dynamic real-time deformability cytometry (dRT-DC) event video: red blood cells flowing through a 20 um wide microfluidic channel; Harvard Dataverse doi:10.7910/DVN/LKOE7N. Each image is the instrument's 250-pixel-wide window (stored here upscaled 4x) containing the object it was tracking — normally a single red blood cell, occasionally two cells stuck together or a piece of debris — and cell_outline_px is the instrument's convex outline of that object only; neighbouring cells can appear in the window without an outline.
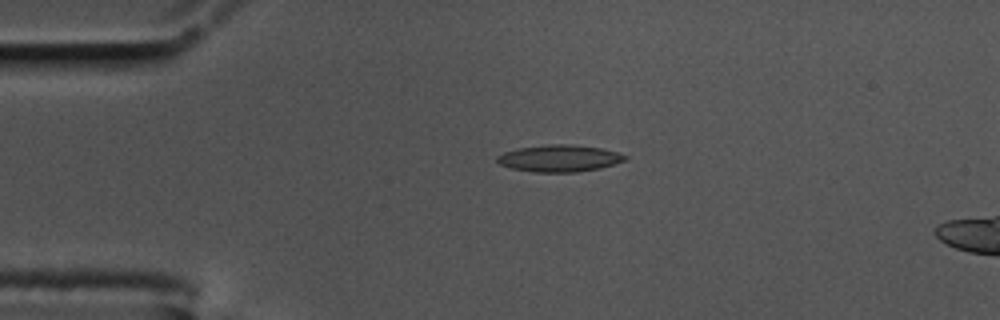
{"species": "common noctule bat (a hibernating species)", "species_latin": "Nyctalus noctula", "temperature_condition": "cold", "stored_images_in_passage": 46, "camera_frame_rate_fps": 3000, "um_per_image_px": 0.085, "animal": {"sex": "male", "body_mass_g": 17.5, "forearm_length_mm": 52.3}, "frame": {"image": 1, "passage_image": 1, "time_ms": 0.0, "image_size_px": [1000, 320], "cell_outline_px": [[628, 160], [600, 168], [576, 172], [532, 172], [512, 168], [500, 164], [496, 160], [496, 156], [504, 152], [520, 148], [548, 144], [572, 144], [600, 148], [616, 152], [628, 156]], "centroid_in_image_um": [47.56, 13.46], "position_along_channel_um": 37.4, "area_um2": 20.0}}
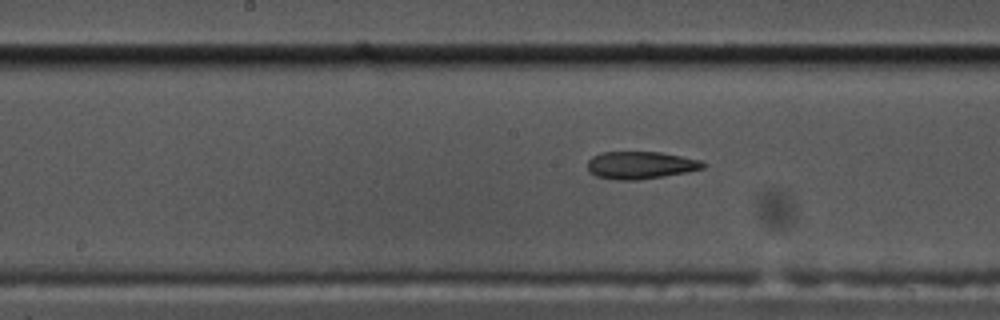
{"frame": {"image": 2, "passage_image": 17, "time_ms": 5.333, "image_size_px": [1000, 320], "cell_outline_px": [[708, 164], [704, 168], [664, 176], [636, 180], [616, 180], [596, 176], [588, 172], [588, 160], [592, 156], [600, 152], [660, 152], [700, 160]], "centroid_in_image_um": [54.41, 14.04], "position_along_channel_um": 193.8, "area_um2": 18.5}}
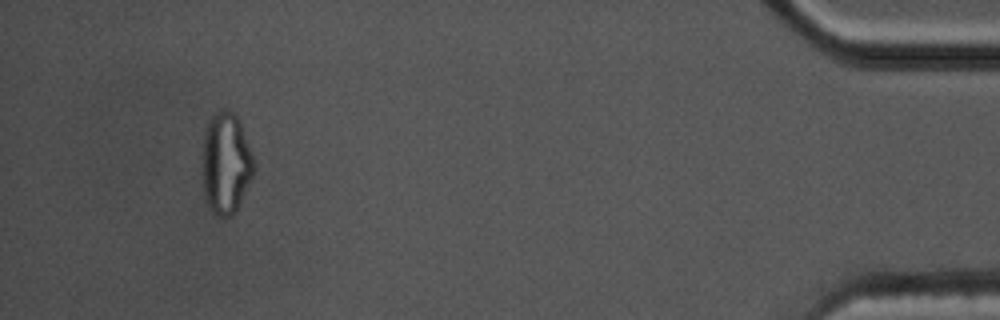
{"frame": {"image": 3, "passage_image": 42, "time_ms": 13.667, "image_size_px": [1000, 320], "cell_outline_px": [[252, 176], [236, 208], [228, 216], [216, 216], [208, 208], [204, 192], [204, 128], [208, 120], [220, 108], [224, 108], [232, 112], [240, 120], [252, 152]], "centroid_in_image_um": [19.19, 13.81], "position_along_channel_um": 416.0, "area_um2": 29.77}, "authors_computed_cell_mechanics": {"area_um2": 19.2185, "velocity_mm_per_s": 3.5078, "shape_relaxation_time_tau1_ms": null, "shape_relaxation_time_tau2_ms": 4.3991, "deformation_change_tau1": null, "deformation_change_tau2": 0.1121}}